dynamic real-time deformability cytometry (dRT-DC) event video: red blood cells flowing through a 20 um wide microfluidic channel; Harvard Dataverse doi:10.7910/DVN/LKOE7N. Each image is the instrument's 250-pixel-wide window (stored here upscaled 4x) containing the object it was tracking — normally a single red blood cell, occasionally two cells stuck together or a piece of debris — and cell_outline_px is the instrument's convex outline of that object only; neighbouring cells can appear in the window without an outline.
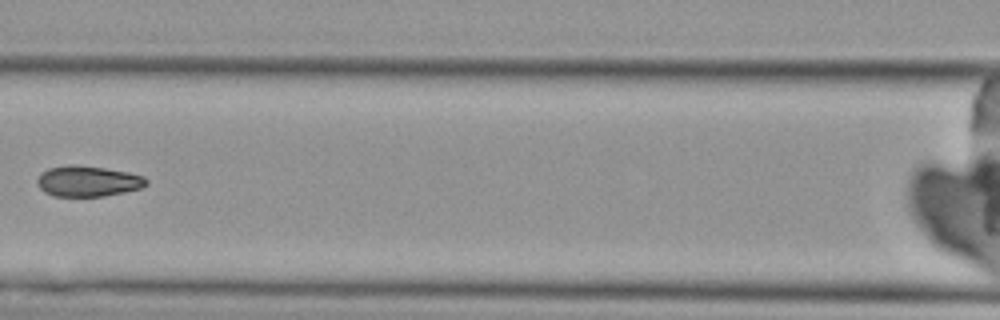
{"species": "Egyptian fruit bat (a non-hibernating species)", "species_latin": "Rousettus aegyptiacus", "temperature_condition": "cold", "stored_images_in_passage": 6, "camera_frame_rate_fps": 3000, "um_per_image_px": 0.085, "animal": {"sex": "female"}, "frame": {"image": 1, "passage_image": 5, "time_ms": 5.667, "image_size_px": [1000, 320], "cell_outline_px": [[148, 184], [140, 188], [124, 192], [104, 196], [52, 196], [44, 192], [36, 184], [36, 180], [40, 172], [48, 168], [104, 168], [128, 172], [144, 176], [148, 180]], "centroid_in_image_um": [7.48, 15.45], "position_along_channel_um": 159.1, "area_um2": 18.84}}
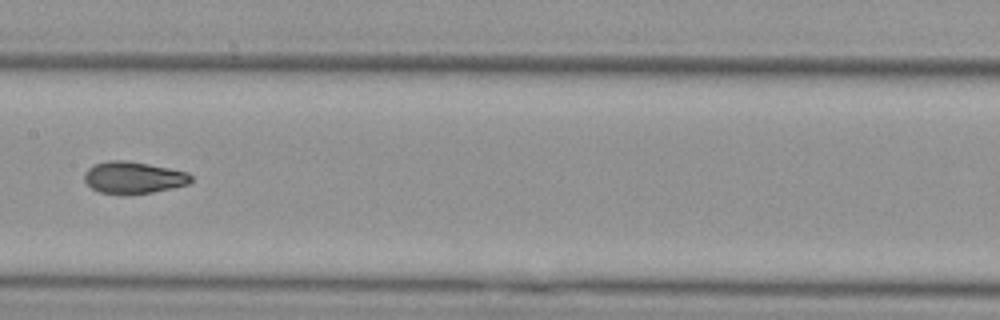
{"frame": {"image": 2, "passage_image": 6, "time_ms": 6.667, "image_size_px": [1000, 320], "cell_outline_px": [[192, 180], [188, 184], [172, 188], [152, 192], [124, 196], [120, 196], [100, 192], [92, 188], [84, 180], [84, 172], [88, 168], [96, 164], [108, 160], [128, 160], [188, 172], [192, 176]], "centroid_in_image_um": [11.32, 15.11], "position_along_channel_um": 196.1, "area_um2": 20.11}}